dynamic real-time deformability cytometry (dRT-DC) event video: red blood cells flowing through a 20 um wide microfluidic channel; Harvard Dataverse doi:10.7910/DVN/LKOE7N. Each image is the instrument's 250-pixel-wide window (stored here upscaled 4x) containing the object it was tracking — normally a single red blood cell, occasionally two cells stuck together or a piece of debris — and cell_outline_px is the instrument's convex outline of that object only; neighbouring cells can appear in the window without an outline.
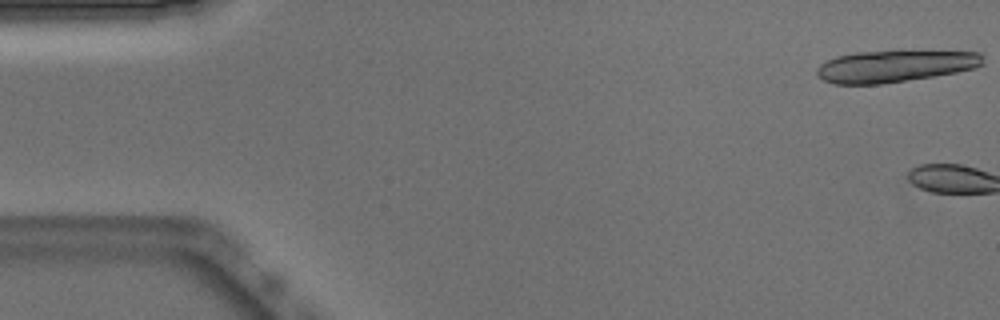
{"species": "Egyptian fruit bat (a non-hibernating species)", "species_latin": "Rousettus aegyptiacus", "temperature_condition": "warm", "stored_images_in_passage": 3, "camera_frame_rate_fps": 3000, "um_per_image_px": 0.085, "animal": {"sex": "male"}, "frame": {"image": 1, "passage_image": 1, "time_ms": 0.0, "image_size_px": [1000, 320], "cell_outline_px": [[984, 64], [976, 68], [956, 72], [884, 84], [836, 84], [824, 80], [816, 72], [816, 68], [820, 64], [836, 56], [856, 52], [900, 48], [980, 52], [984, 56]], "centroid_in_image_um": [76.15, 5.56], "position_along_channel_um": 8.9, "area_um2": 32.14}}